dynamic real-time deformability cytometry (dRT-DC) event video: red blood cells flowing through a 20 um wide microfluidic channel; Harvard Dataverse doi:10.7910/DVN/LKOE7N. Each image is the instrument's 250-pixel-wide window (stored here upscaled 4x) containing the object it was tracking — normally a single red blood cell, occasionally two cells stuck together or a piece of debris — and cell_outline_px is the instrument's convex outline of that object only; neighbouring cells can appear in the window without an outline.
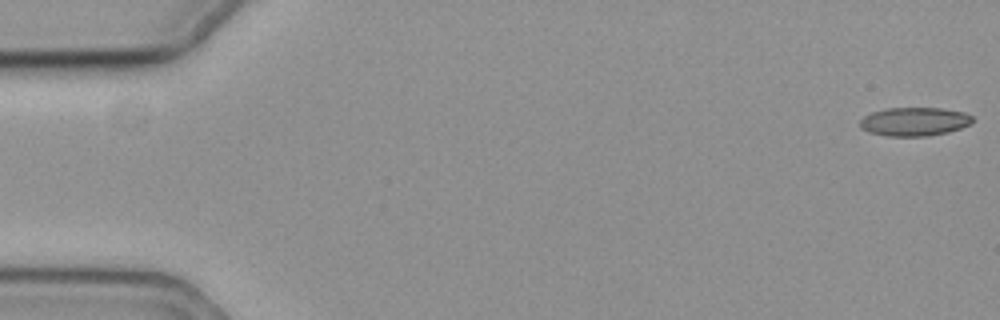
{"species": "common noctule bat (a hibernating species)", "species_latin": "Nyctalus noctula", "temperature_condition": "cold", "stored_images_in_passage": 30, "camera_frame_rate_fps": 3000, "um_per_image_px": 0.085, "animal": {"sex": "female", "body_mass_g": 19.3, "forearm_length_mm": 54.1}, "frame": {"image": 1, "passage_image": 1, "time_ms": 0.0, "image_size_px": [1000, 320], "cell_outline_px": [[972, 120], [968, 124], [960, 128], [948, 132], [928, 136], [888, 136], [868, 132], [860, 128], [860, 120], [864, 116], [872, 112], [888, 108], [940, 108], [964, 112], [972, 116]], "centroid_in_image_um": [77.69, 10.34], "position_along_channel_um": 7.3, "area_um2": 18.67}}
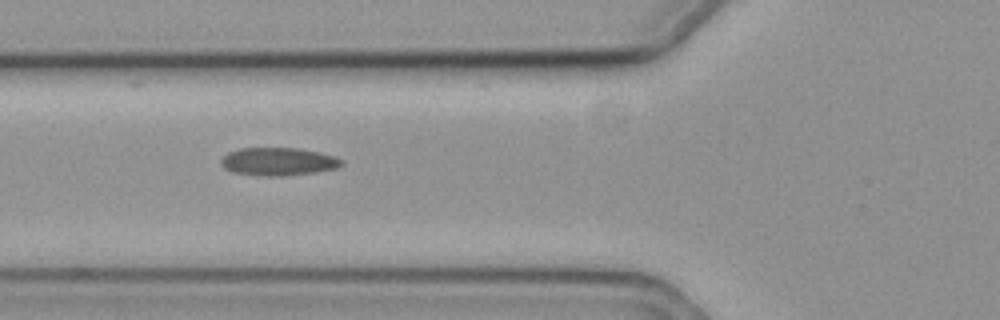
{"frame": {"image": 2, "passage_image": 22, "time_ms": 7.0, "image_size_px": [1000, 320], "cell_outline_px": [[344, 164], [336, 168], [316, 172], [280, 176], [264, 176], [232, 172], [224, 168], [220, 164], [220, 160], [228, 152], [240, 148], [300, 148], [320, 152], [336, 156], [344, 160]], "centroid_in_image_um": [23.67, 13.73], "position_along_channel_um": 102.1, "area_um2": 19.83}}
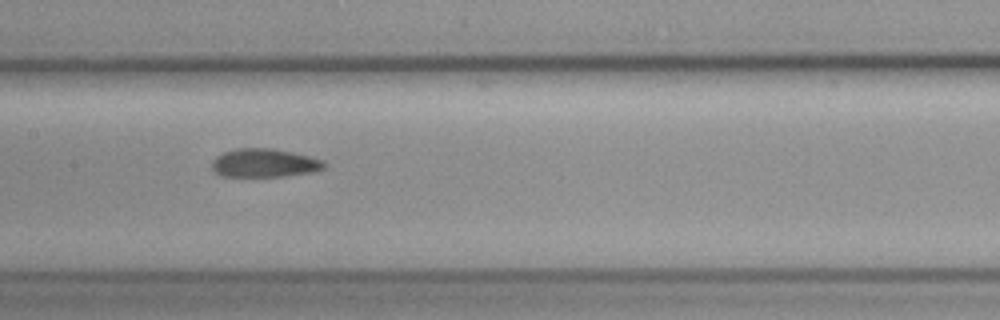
{"frame": {"image": 3, "passage_image": 29, "time_ms": 9.333, "image_size_px": [1000, 320], "cell_outline_px": [[328, 164], [324, 168], [316, 172], [284, 176], [220, 176], [212, 168], [212, 160], [216, 156], [224, 152], [236, 148], [272, 148], [292, 152], [324, 160]], "centroid_in_image_um": [22.5, 13.85], "position_along_channel_um": 184.9, "area_um2": 18.79}}